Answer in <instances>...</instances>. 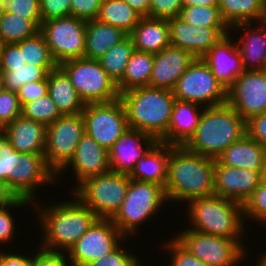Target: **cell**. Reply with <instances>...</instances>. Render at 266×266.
<instances>
[{
    "instance_id": "cell-1",
    "label": "cell",
    "mask_w": 266,
    "mask_h": 266,
    "mask_svg": "<svg viewBox=\"0 0 266 266\" xmlns=\"http://www.w3.org/2000/svg\"><path fill=\"white\" fill-rule=\"evenodd\" d=\"M215 159L171 145L165 195L180 204L214 195Z\"/></svg>"
},
{
    "instance_id": "cell-2",
    "label": "cell",
    "mask_w": 266,
    "mask_h": 266,
    "mask_svg": "<svg viewBox=\"0 0 266 266\" xmlns=\"http://www.w3.org/2000/svg\"><path fill=\"white\" fill-rule=\"evenodd\" d=\"M70 196L74 197L72 201H58L57 204L51 201L46 207L33 205L38 210L36 218L43 233L42 243L39 242L41 249L67 253L98 219L75 195Z\"/></svg>"
},
{
    "instance_id": "cell-3",
    "label": "cell",
    "mask_w": 266,
    "mask_h": 266,
    "mask_svg": "<svg viewBox=\"0 0 266 266\" xmlns=\"http://www.w3.org/2000/svg\"><path fill=\"white\" fill-rule=\"evenodd\" d=\"M246 134V121L225 103L203 109L194 134L183 146L191 152L216 159Z\"/></svg>"
},
{
    "instance_id": "cell-4",
    "label": "cell",
    "mask_w": 266,
    "mask_h": 266,
    "mask_svg": "<svg viewBox=\"0 0 266 266\" xmlns=\"http://www.w3.org/2000/svg\"><path fill=\"white\" fill-rule=\"evenodd\" d=\"M128 126L152 135L160 141L168 132L169 122L175 103L172 90L137 87L120 93Z\"/></svg>"
},
{
    "instance_id": "cell-5",
    "label": "cell",
    "mask_w": 266,
    "mask_h": 266,
    "mask_svg": "<svg viewBox=\"0 0 266 266\" xmlns=\"http://www.w3.org/2000/svg\"><path fill=\"white\" fill-rule=\"evenodd\" d=\"M0 156V179L15 197L36 204L39 186L57 183L56 174L48 167L44 154L20 153L6 140ZM39 187V188H38Z\"/></svg>"
},
{
    "instance_id": "cell-6",
    "label": "cell",
    "mask_w": 266,
    "mask_h": 266,
    "mask_svg": "<svg viewBox=\"0 0 266 266\" xmlns=\"http://www.w3.org/2000/svg\"><path fill=\"white\" fill-rule=\"evenodd\" d=\"M188 203L190 230L227 239H243L245 224L243 204L212 195Z\"/></svg>"
},
{
    "instance_id": "cell-7",
    "label": "cell",
    "mask_w": 266,
    "mask_h": 266,
    "mask_svg": "<svg viewBox=\"0 0 266 266\" xmlns=\"http://www.w3.org/2000/svg\"><path fill=\"white\" fill-rule=\"evenodd\" d=\"M165 202L168 203L162 186L151 182L130 180L125 199L111 220L128 238L140 230L138 226L152 219L151 216H156V213L163 209L161 206H164Z\"/></svg>"
},
{
    "instance_id": "cell-8",
    "label": "cell",
    "mask_w": 266,
    "mask_h": 266,
    "mask_svg": "<svg viewBox=\"0 0 266 266\" xmlns=\"http://www.w3.org/2000/svg\"><path fill=\"white\" fill-rule=\"evenodd\" d=\"M129 181L128 174L110 171L85 179L72 194L98 218L111 219L125 199Z\"/></svg>"
},
{
    "instance_id": "cell-9",
    "label": "cell",
    "mask_w": 266,
    "mask_h": 266,
    "mask_svg": "<svg viewBox=\"0 0 266 266\" xmlns=\"http://www.w3.org/2000/svg\"><path fill=\"white\" fill-rule=\"evenodd\" d=\"M59 67L70 78L85 105L110 102L120 96L117 85L104 71L98 60L72 59L61 63Z\"/></svg>"
},
{
    "instance_id": "cell-10",
    "label": "cell",
    "mask_w": 266,
    "mask_h": 266,
    "mask_svg": "<svg viewBox=\"0 0 266 266\" xmlns=\"http://www.w3.org/2000/svg\"><path fill=\"white\" fill-rule=\"evenodd\" d=\"M178 233L174 238L208 266H236L241 264L247 255L248 249L244 247L241 239H227L189 228Z\"/></svg>"
},
{
    "instance_id": "cell-11",
    "label": "cell",
    "mask_w": 266,
    "mask_h": 266,
    "mask_svg": "<svg viewBox=\"0 0 266 266\" xmlns=\"http://www.w3.org/2000/svg\"><path fill=\"white\" fill-rule=\"evenodd\" d=\"M58 66L56 61L30 60L27 56V39L1 45L0 74L6 90L17 92L26 83L44 80Z\"/></svg>"
},
{
    "instance_id": "cell-12",
    "label": "cell",
    "mask_w": 266,
    "mask_h": 266,
    "mask_svg": "<svg viewBox=\"0 0 266 266\" xmlns=\"http://www.w3.org/2000/svg\"><path fill=\"white\" fill-rule=\"evenodd\" d=\"M172 91L176 100L197 103L205 108L227 103V89L202 58L194 60Z\"/></svg>"
},
{
    "instance_id": "cell-13",
    "label": "cell",
    "mask_w": 266,
    "mask_h": 266,
    "mask_svg": "<svg viewBox=\"0 0 266 266\" xmlns=\"http://www.w3.org/2000/svg\"><path fill=\"white\" fill-rule=\"evenodd\" d=\"M85 134L82 113L61 115L46 127L45 160L57 175L71 160Z\"/></svg>"
},
{
    "instance_id": "cell-14",
    "label": "cell",
    "mask_w": 266,
    "mask_h": 266,
    "mask_svg": "<svg viewBox=\"0 0 266 266\" xmlns=\"http://www.w3.org/2000/svg\"><path fill=\"white\" fill-rule=\"evenodd\" d=\"M85 28L86 21L72 16L42 21L40 32L58 65L67 60L84 58Z\"/></svg>"
},
{
    "instance_id": "cell-15",
    "label": "cell",
    "mask_w": 266,
    "mask_h": 266,
    "mask_svg": "<svg viewBox=\"0 0 266 266\" xmlns=\"http://www.w3.org/2000/svg\"><path fill=\"white\" fill-rule=\"evenodd\" d=\"M82 116L85 133L107 150L129 128L120 98L110 102L86 104Z\"/></svg>"
},
{
    "instance_id": "cell-16",
    "label": "cell",
    "mask_w": 266,
    "mask_h": 266,
    "mask_svg": "<svg viewBox=\"0 0 266 266\" xmlns=\"http://www.w3.org/2000/svg\"><path fill=\"white\" fill-rule=\"evenodd\" d=\"M127 239L111 219L98 218L66 254L70 264L88 266L110 254Z\"/></svg>"
},
{
    "instance_id": "cell-17",
    "label": "cell",
    "mask_w": 266,
    "mask_h": 266,
    "mask_svg": "<svg viewBox=\"0 0 266 266\" xmlns=\"http://www.w3.org/2000/svg\"><path fill=\"white\" fill-rule=\"evenodd\" d=\"M227 103L245 120L266 112V70L244 71L227 89Z\"/></svg>"
},
{
    "instance_id": "cell-18",
    "label": "cell",
    "mask_w": 266,
    "mask_h": 266,
    "mask_svg": "<svg viewBox=\"0 0 266 266\" xmlns=\"http://www.w3.org/2000/svg\"><path fill=\"white\" fill-rule=\"evenodd\" d=\"M170 44L202 58L209 49L228 35L230 27H196L179 16L168 19Z\"/></svg>"
},
{
    "instance_id": "cell-19",
    "label": "cell",
    "mask_w": 266,
    "mask_h": 266,
    "mask_svg": "<svg viewBox=\"0 0 266 266\" xmlns=\"http://www.w3.org/2000/svg\"><path fill=\"white\" fill-rule=\"evenodd\" d=\"M261 171L227 167L215 161L214 195L244 205L262 182Z\"/></svg>"
},
{
    "instance_id": "cell-20",
    "label": "cell",
    "mask_w": 266,
    "mask_h": 266,
    "mask_svg": "<svg viewBox=\"0 0 266 266\" xmlns=\"http://www.w3.org/2000/svg\"><path fill=\"white\" fill-rule=\"evenodd\" d=\"M67 167H70L72 169L71 172L75 174L74 177L77 183L74 187L75 189L85 179L111 171L108 150L85 133L81 137L70 162L56 175L58 179L59 175L68 169Z\"/></svg>"
},
{
    "instance_id": "cell-21",
    "label": "cell",
    "mask_w": 266,
    "mask_h": 266,
    "mask_svg": "<svg viewBox=\"0 0 266 266\" xmlns=\"http://www.w3.org/2000/svg\"><path fill=\"white\" fill-rule=\"evenodd\" d=\"M157 140L146 132L128 128L108 150L112 172L129 174ZM143 143V145H142Z\"/></svg>"
},
{
    "instance_id": "cell-22",
    "label": "cell",
    "mask_w": 266,
    "mask_h": 266,
    "mask_svg": "<svg viewBox=\"0 0 266 266\" xmlns=\"http://www.w3.org/2000/svg\"><path fill=\"white\" fill-rule=\"evenodd\" d=\"M195 59L191 53L170 44L154 54L149 87L173 90Z\"/></svg>"
},
{
    "instance_id": "cell-23",
    "label": "cell",
    "mask_w": 266,
    "mask_h": 266,
    "mask_svg": "<svg viewBox=\"0 0 266 266\" xmlns=\"http://www.w3.org/2000/svg\"><path fill=\"white\" fill-rule=\"evenodd\" d=\"M231 32L202 57L216 79L228 89L244 72L242 59ZM234 42V43H233Z\"/></svg>"
},
{
    "instance_id": "cell-24",
    "label": "cell",
    "mask_w": 266,
    "mask_h": 266,
    "mask_svg": "<svg viewBox=\"0 0 266 266\" xmlns=\"http://www.w3.org/2000/svg\"><path fill=\"white\" fill-rule=\"evenodd\" d=\"M254 25L257 24L250 22L230 27V32H242L238 36L239 41L235 40V43L241 55L244 71L266 70V20L259 22L255 28Z\"/></svg>"
},
{
    "instance_id": "cell-25",
    "label": "cell",
    "mask_w": 266,
    "mask_h": 266,
    "mask_svg": "<svg viewBox=\"0 0 266 266\" xmlns=\"http://www.w3.org/2000/svg\"><path fill=\"white\" fill-rule=\"evenodd\" d=\"M2 131L7 141L20 153L44 154L46 126L22 115L6 125Z\"/></svg>"
},
{
    "instance_id": "cell-26",
    "label": "cell",
    "mask_w": 266,
    "mask_h": 266,
    "mask_svg": "<svg viewBox=\"0 0 266 266\" xmlns=\"http://www.w3.org/2000/svg\"><path fill=\"white\" fill-rule=\"evenodd\" d=\"M204 108L197 103L175 100L168 132L160 142L183 146L194 134Z\"/></svg>"
},
{
    "instance_id": "cell-27",
    "label": "cell",
    "mask_w": 266,
    "mask_h": 266,
    "mask_svg": "<svg viewBox=\"0 0 266 266\" xmlns=\"http://www.w3.org/2000/svg\"><path fill=\"white\" fill-rule=\"evenodd\" d=\"M170 153L171 145L157 141L137 161L128 177L130 180L156 183L165 188Z\"/></svg>"
},
{
    "instance_id": "cell-28",
    "label": "cell",
    "mask_w": 266,
    "mask_h": 266,
    "mask_svg": "<svg viewBox=\"0 0 266 266\" xmlns=\"http://www.w3.org/2000/svg\"><path fill=\"white\" fill-rule=\"evenodd\" d=\"M129 36L136 51L159 53L170 45L168 19L142 17Z\"/></svg>"
},
{
    "instance_id": "cell-29",
    "label": "cell",
    "mask_w": 266,
    "mask_h": 266,
    "mask_svg": "<svg viewBox=\"0 0 266 266\" xmlns=\"http://www.w3.org/2000/svg\"><path fill=\"white\" fill-rule=\"evenodd\" d=\"M265 151L264 147L246 134L216 157L215 161L227 167L262 170Z\"/></svg>"
},
{
    "instance_id": "cell-30",
    "label": "cell",
    "mask_w": 266,
    "mask_h": 266,
    "mask_svg": "<svg viewBox=\"0 0 266 266\" xmlns=\"http://www.w3.org/2000/svg\"><path fill=\"white\" fill-rule=\"evenodd\" d=\"M86 42L84 58L97 60L109 49L124 40L128 34L122 29L100 22L86 21Z\"/></svg>"
},
{
    "instance_id": "cell-31",
    "label": "cell",
    "mask_w": 266,
    "mask_h": 266,
    "mask_svg": "<svg viewBox=\"0 0 266 266\" xmlns=\"http://www.w3.org/2000/svg\"><path fill=\"white\" fill-rule=\"evenodd\" d=\"M48 94L62 115L80 114L85 107L70 78L59 66L48 73Z\"/></svg>"
},
{
    "instance_id": "cell-32",
    "label": "cell",
    "mask_w": 266,
    "mask_h": 266,
    "mask_svg": "<svg viewBox=\"0 0 266 266\" xmlns=\"http://www.w3.org/2000/svg\"><path fill=\"white\" fill-rule=\"evenodd\" d=\"M218 7L229 27L266 20L265 0H218Z\"/></svg>"
},
{
    "instance_id": "cell-33",
    "label": "cell",
    "mask_w": 266,
    "mask_h": 266,
    "mask_svg": "<svg viewBox=\"0 0 266 266\" xmlns=\"http://www.w3.org/2000/svg\"><path fill=\"white\" fill-rule=\"evenodd\" d=\"M154 64V54L134 50L123 78L116 84L119 94L127 90L149 86Z\"/></svg>"
},
{
    "instance_id": "cell-34",
    "label": "cell",
    "mask_w": 266,
    "mask_h": 266,
    "mask_svg": "<svg viewBox=\"0 0 266 266\" xmlns=\"http://www.w3.org/2000/svg\"><path fill=\"white\" fill-rule=\"evenodd\" d=\"M141 18L142 16L124 0H102L96 19L120 28L129 35Z\"/></svg>"
},
{
    "instance_id": "cell-35",
    "label": "cell",
    "mask_w": 266,
    "mask_h": 266,
    "mask_svg": "<svg viewBox=\"0 0 266 266\" xmlns=\"http://www.w3.org/2000/svg\"><path fill=\"white\" fill-rule=\"evenodd\" d=\"M40 28L28 18L4 11L0 20V44L19 43L35 36Z\"/></svg>"
},
{
    "instance_id": "cell-36",
    "label": "cell",
    "mask_w": 266,
    "mask_h": 266,
    "mask_svg": "<svg viewBox=\"0 0 266 266\" xmlns=\"http://www.w3.org/2000/svg\"><path fill=\"white\" fill-rule=\"evenodd\" d=\"M135 48L132 38L128 35L124 40L111 47L98 60L104 71L117 84L126 70V66Z\"/></svg>"
},
{
    "instance_id": "cell-37",
    "label": "cell",
    "mask_w": 266,
    "mask_h": 266,
    "mask_svg": "<svg viewBox=\"0 0 266 266\" xmlns=\"http://www.w3.org/2000/svg\"><path fill=\"white\" fill-rule=\"evenodd\" d=\"M190 25L198 27H229L218 6L183 7L179 16Z\"/></svg>"
},
{
    "instance_id": "cell-38",
    "label": "cell",
    "mask_w": 266,
    "mask_h": 266,
    "mask_svg": "<svg viewBox=\"0 0 266 266\" xmlns=\"http://www.w3.org/2000/svg\"><path fill=\"white\" fill-rule=\"evenodd\" d=\"M21 115L27 119L44 124L46 127L52 124L62 114L57 109L49 94L39 97L22 106Z\"/></svg>"
},
{
    "instance_id": "cell-39",
    "label": "cell",
    "mask_w": 266,
    "mask_h": 266,
    "mask_svg": "<svg viewBox=\"0 0 266 266\" xmlns=\"http://www.w3.org/2000/svg\"><path fill=\"white\" fill-rule=\"evenodd\" d=\"M32 203L33 201L16 197L13 201L0 205V243L9 242L10 244L16 234L14 233L16 231L15 225H17L14 223L16 220H14L13 213L9 209L30 206Z\"/></svg>"
},
{
    "instance_id": "cell-40",
    "label": "cell",
    "mask_w": 266,
    "mask_h": 266,
    "mask_svg": "<svg viewBox=\"0 0 266 266\" xmlns=\"http://www.w3.org/2000/svg\"><path fill=\"white\" fill-rule=\"evenodd\" d=\"M244 219L255 221L266 227V182H261L243 205Z\"/></svg>"
},
{
    "instance_id": "cell-41",
    "label": "cell",
    "mask_w": 266,
    "mask_h": 266,
    "mask_svg": "<svg viewBox=\"0 0 266 266\" xmlns=\"http://www.w3.org/2000/svg\"><path fill=\"white\" fill-rule=\"evenodd\" d=\"M3 11L31 19L39 28L42 24L39 0H4Z\"/></svg>"
},
{
    "instance_id": "cell-42",
    "label": "cell",
    "mask_w": 266,
    "mask_h": 266,
    "mask_svg": "<svg viewBox=\"0 0 266 266\" xmlns=\"http://www.w3.org/2000/svg\"><path fill=\"white\" fill-rule=\"evenodd\" d=\"M22 106L17 92L4 89L0 93V130L21 116Z\"/></svg>"
},
{
    "instance_id": "cell-43",
    "label": "cell",
    "mask_w": 266,
    "mask_h": 266,
    "mask_svg": "<svg viewBox=\"0 0 266 266\" xmlns=\"http://www.w3.org/2000/svg\"><path fill=\"white\" fill-rule=\"evenodd\" d=\"M123 246L121 243L110 254L91 262L88 266H142L140 256L130 254L131 252L128 251L124 243Z\"/></svg>"
},
{
    "instance_id": "cell-44",
    "label": "cell",
    "mask_w": 266,
    "mask_h": 266,
    "mask_svg": "<svg viewBox=\"0 0 266 266\" xmlns=\"http://www.w3.org/2000/svg\"><path fill=\"white\" fill-rule=\"evenodd\" d=\"M164 247L170 254V263L168 266H208L202 260L193 256L185 249L175 238L165 242Z\"/></svg>"
},
{
    "instance_id": "cell-45",
    "label": "cell",
    "mask_w": 266,
    "mask_h": 266,
    "mask_svg": "<svg viewBox=\"0 0 266 266\" xmlns=\"http://www.w3.org/2000/svg\"><path fill=\"white\" fill-rule=\"evenodd\" d=\"M182 0H150L149 18L170 19L180 16Z\"/></svg>"
},
{
    "instance_id": "cell-46",
    "label": "cell",
    "mask_w": 266,
    "mask_h": 266,
    "mask_svg": "<svg viewBox=\"0 0 266 266\" xmlns=\"http://www.w3.org/2000/svg\"><path fill=\"white\" fill-rule=\"evenodd\" d=\"M42 21L71 16V0H39Z\"/></svg>"
},
{
    "instance_id": "cell-47",
    "label": "cell",
    "mask_w": 266,
    "mask_h": 266,
    "mask_svg": "<svg viewBox=\"0 0 266 266\" xmlns=\"http://www.w3.org/2000/svg\"><path fill=\"white\" fill-rule=\"evenodd\" d=\"M27 56L32 61H55L41 32L27 38Z\"/></svg>"
},
{
    "instance_id": "cell-48",
    "label": "cell",
    "mask_w": 266,
    "mask_h": 266,
    "mask_svg": "<svg viewBox=\"0 0 266 266\" xmlns=\"http://www.w3.org/2000/svg\"><path fill=\"white\" fill-rule=\"evenodd\" d=\"M102 0H71V16L84 20L97 18Z\"/></svg>"
},
{
    "instance_id": "cell-49",
    "label": "cell",
    "mask_w": 266,
    "mask_h": 266,
    "mask_svg": "<svg viewBox=\"0 0 266 266\" xmlns=\"http://www.w3.org/2000/svg\"><path fill=\"white\" fill-rule=\"evenodd\" d=\"M46 94H48V76L41 81L26 83L17 91L21 106Z\"/></svg>"
},
{
    "instance_id": "cell-50",
    "label": "cell",
    "mask_w": 266,
    "mask_h": 266,
    "mask_svg": "<svg viewBox=\"0 0 266 266\" xmlns=\"http://www.w3.org/2000/svg\"><path fill=\"white\" fill-rule=\"evenodd\" d=\"M247 135L266 149V112L246 121Z\"/></svg>"
},
{
    "instance_id": "cell-51",
    "label": "cell",
    "mask_w": 266,
    "mask_h": 266,
    "mask_svg": "<svg viewBox=\"0 0 266 266\" xmlns=\"http://www.w3.org/2000/svg\"><path fill=\"white\" fill-rule=\"evenodd\" d=\"M35 254L34 266H68L69 260L65 252H52L41 249Z\"/></svg>"
},
{
    "instance_id": "cell-52",
    "label": "cell",
    "mask_w": 266,
    "mask_h": 266,
    "mask_svg": "<svg viewBox=\"0 0 266 266\" xmlns=\"http://www.w3.org/2000/svg\"><path fill=\"white\" fill-rule=\"evenodd\" d=\"M1 251V250H0ZM16 252H0V266H34V256L15 254Z\"/></svg>"
},
{
    "instance_id": "cell-53",
    "label": "cell",
    "mask_w": 266,
    "mask_h": 266,
    "mask_svg": "<svg viewBox=\"0 0 266 266\" xmlns=\"http://www.w3.org/2000/svg\"><path fill=\"white\" fill-rule=\"evenodd\" d=\"M142 17H148L150 13V0H124Z\"/></svg>"
},
{
    "instance_id": "cell-54",
    "label": "cell",
    "mask_w": 266,
    "mask_h": 266,
    "mask_svg": "<svg viewBox=\"0 0 266 266\" xmlns=\"http://www.w3.org/2000/svg\"><path fill=\"white\" fill-rule=\"evenodd\" d=\"M15 198L16 197L7 188L5 182L0 179V205L7 204L13 201Z\"/></svg>"
},
{
    "instance_id": "cell-55",
    "label": "cell",
    "mask_w": 266,
    "mask_h": 266,
    "mask_svg": "<svg viewBox=\"0 0 266 266\" xmlns=\"http://www.w3.org/2000/svg\"><path fill=\"white\" fill-rule=\"evenodd\" d=\"M183 7L189 6H218V0H182Z\"/></svg>"
},
{
    "instance_id": "cell-56",
    "label": "cell",
    "mask_w": 266,
    "mask_h": 266,
    "mask_svg": "<svg viewBox=\"0 0 266 266\" xmlns=\"http://www.w3.org/2000/svg\"><path fill=\"white\" fill-rule=\"evenodd\" d=\"M261 175H262V181L266 182V151L264 154V159H263V168L261 171Z\"/></svg>"
},
{
    "instance_id": "cell-57",
    "label": "cell",
    "mask_w": 266,
    "mask_h": 266,
    "mask_svg": "<svg viewBox=\"0 0 266 266\" xmlns=\"http://www.w3.org/2000/svg\"><path fill=\"white\" fill-rule=\"evenodd\" d=\"M260 258H258L257 260V265L256 266H266V253L264 252V254H260L259 255Z\"/></svg>"
},
{
    "instance_id": "cell-58",
    "label": "cell",
    "mask_w": 266,
    "mask_h": 266,
    "mask_svg": "<svg viewBox=\"0 0 266 266\" xmlns=\"http://www.w3.org/2000/svg\"><path fill=\"white\" fill-rule=\"evenodd\" d=\"M7 140L6 135L4 134V132L2 130H0V156L2 154L1 150L3 147V143Z\"/></svg>"
},
{
    "instance_id": "cell-59",
    "label": "cell",
    "mask_w": 266,
    "mask_h": 266,
    "mask_svg": "<svg viewBox=\"0 0 266 266\" xmlns=\"http://www.w3.org/2000/svg\"><path fill=\"white\" fill-rule=\"evenodd\" d=\"M4 90L2 75L0 74V93Z\"/></svg>"
},
{
    "instance_id": "cell-60",
    "label": "cell",
    "mask_w": 266,
    "mask_h": 266,
    "mask_svg": "<svg viewBox=\"0 0 266 266\" xmlns=\"http://www.w3.org/2000/svg\"><path fill=\"white\" fill-rule=\"evenodd\" d=\"M3 8H2V6H0V20H1V18H2V14H3Z\"/></svg>"
},
{
    "instance_id": "cell-61",
    "label": "cell",
    "mask_w": 266,
    "mask_h": 266,
    "mask_svg": "<svg viewBox=\"0 0 266 266\" xmlns=\"http://www.w3.org/2000/svg\"><path fill=\"white\" fill-rule=\"evenodd\" d=\"M3 2H4V0H0V6H2V5H3Z\"/></svg>"
}]
</instances>
